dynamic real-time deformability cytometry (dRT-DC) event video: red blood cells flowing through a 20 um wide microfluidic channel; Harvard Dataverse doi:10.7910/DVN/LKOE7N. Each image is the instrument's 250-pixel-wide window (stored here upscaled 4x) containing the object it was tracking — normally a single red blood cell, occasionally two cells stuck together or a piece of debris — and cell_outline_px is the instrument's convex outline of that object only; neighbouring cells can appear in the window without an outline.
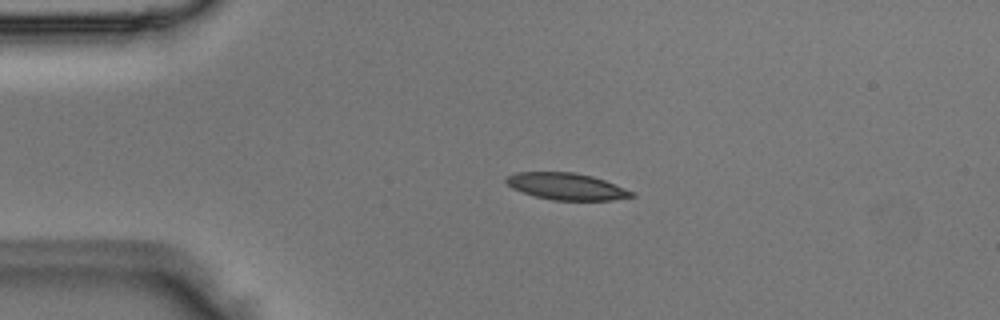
{"species": "Egyptian fruit bat (a non-hibernating species)", "species_latin": "Rousettus aegyptiacus", "temperature_condition": "room temperature", "stored_images_in_passage": 4, "camera_frame_rate_fps": 3000, "um_per_image_px": 0.085, "animal": {"sex": "male"}, "frame": {"image": 1, "passage_image": 3, "time_ms": 0.667, "image_size_px": [1000, 320], "cell_outline_px": [[636, 196], [612, 200], [552, 200], [536, 196], [512, 188], [504, 180], [508, 176], [516, 172], [576, 172], [592, 176], [604, 180], [636, 192]], "centroid_in_image_um": [48.19, 15.84], "position_along_channel_um": 36.8, "area_um2": 19.54}}